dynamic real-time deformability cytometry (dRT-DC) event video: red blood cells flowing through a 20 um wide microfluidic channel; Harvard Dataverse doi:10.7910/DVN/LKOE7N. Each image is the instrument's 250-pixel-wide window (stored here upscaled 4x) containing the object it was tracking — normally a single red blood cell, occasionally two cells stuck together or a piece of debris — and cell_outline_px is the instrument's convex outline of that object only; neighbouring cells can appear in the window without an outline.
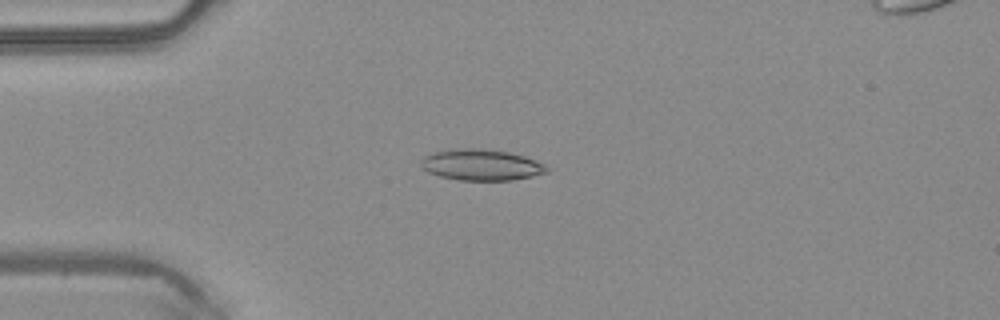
{"species": "common noctule bat (a hibernating species)", "species_latin": "Nyctalus noctula", "temperature_condition": "warm", "stored_images_in_passage": 3, "camera_frame_rate_fps": 3000, "um_per_image_px": 0.085, "animal": {"sex": "male", "body_mass_g": 20.4}, "frame": {"image": 1, "passage_image": 3, "time_ms": 0.667, "image_size_px": [1000, 320], "cell_outline_px": [[548, 172], [532, 176], [512, 180], [460, 180], [440, 176], [428, 172], [420, 164], [420, 160], [424, 156], [432, 152], [448, 148], [480, 148], [508, 152], [524, 156], [544, 164], [548, 168]], "centroid_in_image_um": [40.87, 14.0], "position_along_channel_um": 44.1, "area_um2": 22.89}}